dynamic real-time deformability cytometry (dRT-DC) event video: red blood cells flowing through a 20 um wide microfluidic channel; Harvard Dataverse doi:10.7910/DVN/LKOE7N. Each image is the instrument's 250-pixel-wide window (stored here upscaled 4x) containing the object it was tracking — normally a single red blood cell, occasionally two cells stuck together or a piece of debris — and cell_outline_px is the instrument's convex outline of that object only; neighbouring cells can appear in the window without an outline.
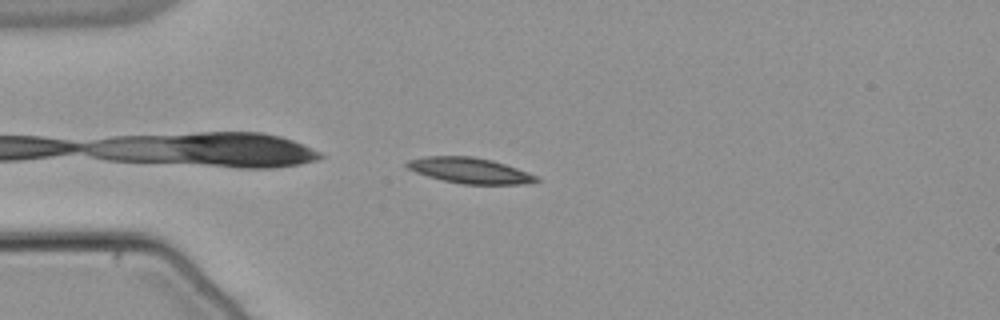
{"species": "common noctule bat (a hibernating species)", "species_latin": "Nyctalus noctula", "temperature_condition": "warm", "stored_images_in_passage": 41, "camera_frame_rate_fps": 3000, "um_per_image_px": 0.085, "animal": {"sex": "male", "body_mass_g": 21.5, "forearm_length_mm": 52.0}, "frame": {"image": 1, "passage_image": 1, "time_ms": 0.0, "image_size_px": [1000, 320], "cell_outline_px": [[540, 180], [532, 184], [460, 184], [428, 176], [416, 172], [408, 168], [404, 164], [408, 160], [424, 156], [472, 156], [492, 160], [528, 172], [536, 176]], "centroid_in_image_um": [39.94, 14.49], "position_along_channel_um": 45.1, "area_um2": 19.31}}
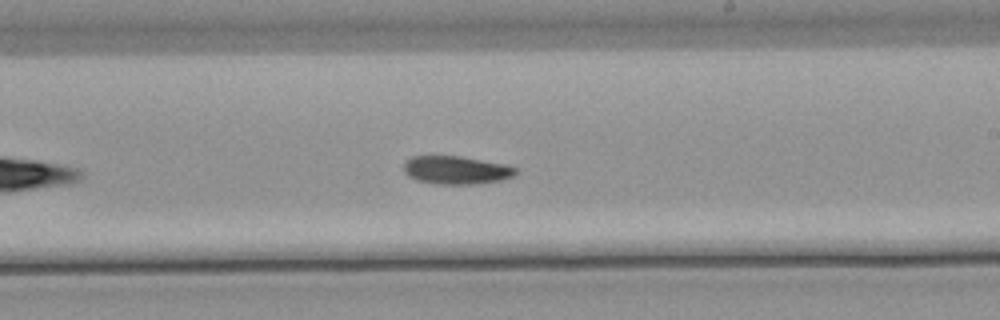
{"frame": {"image": 2, "passage_image": 19, "time_ms": 6.0, "image_size_px": [1000, 320], "cell_outline_px": [[516, 172], [512, 176], [500, 180], [476, 184], [436, 184], [416, 180], [408, 176], [404, 172], [404, 164], [412, 156], [460, 156], [504, 164], [516, 168]], "centroid_in_image_um": [38.74, 14.46], "position_along_channel_um": 250.3, "area_um2": 18.21}}
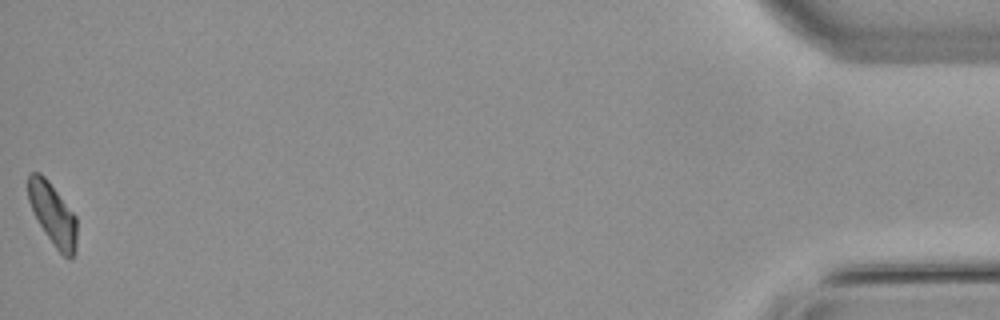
{"frame": {"image": 3, "passage_image": 41, "time_ms": 13.333, "image_size_px": [1000, 320], "cell_outline_px": [[76, 252], [72, 260], [68, 260], [56, 248], [44, 232], [28, 200], [28, 176], [32, 172], [40, 172], [48, 180], [76, 216]], "centroid_in_image_um": [4.51, 18.23], "position_along_channel_um": 430.7, "area_um2": 17.51}, "authors_computed_cell_mechanics": {"area_um2": 18.5538, "velocity_mm_per_s": 3.7934, "shape_relaxation_time_tau1_ms": 4.1634, "shape_relaxation_time_tau2_ms": null, "deformation_change_tau1": 0.1247, "deformation_change_tau2": null}}